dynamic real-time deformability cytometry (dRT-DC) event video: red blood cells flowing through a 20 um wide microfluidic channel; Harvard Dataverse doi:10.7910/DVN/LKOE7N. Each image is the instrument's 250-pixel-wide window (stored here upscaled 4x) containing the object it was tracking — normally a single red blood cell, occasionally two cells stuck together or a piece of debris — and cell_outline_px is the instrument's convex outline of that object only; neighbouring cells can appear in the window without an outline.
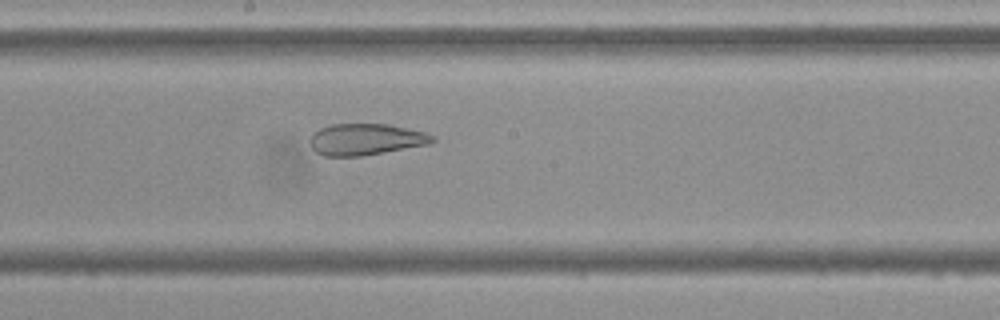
{"species": "Egyptian fruit bat (a non-hibernating species)", "species_latin": "Rousettus aegyptiacus", "temperature_condition": "cold", "stored_images_in_passage": 54, "camera_frame_rate_fps": 3000, "um_per_image_px": 0.085, "frame": {"image": 1, "passage_image": 29, "time_ms": 9.333, "image_size_px": [1000, 320], "cell_outline_px": [[436, 140], [428, 144], [360, 156], [324, 156], [316, 152], [312, 148], [312, 136], [320, 128], [332, 124], [388, 124], [428, 132], [436, 136]], "centroid_in_image_um": [31.15, 11.84], "position_along_channel_um": 217.0, "area_um2": 22.25}}
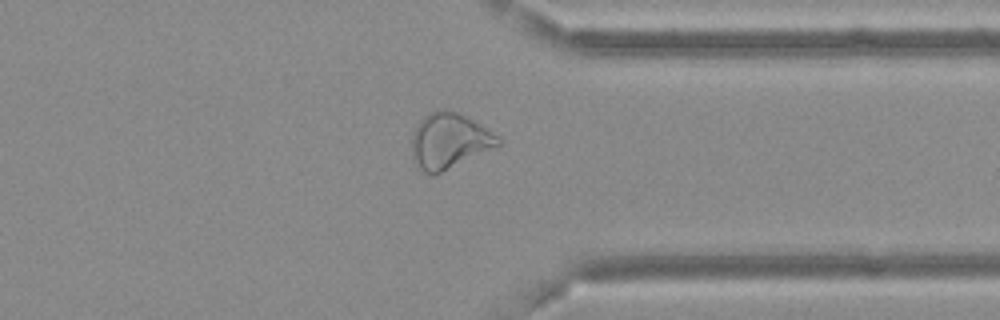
{"frame": {"image": 2, "passage_image": 42, "time_ms": 13.667, "image_size_px": [1000, 320], "cell_outline_px": [[500, 144], [496, 148], [432, 176], [424, 172], [420, 168], [412, 152], [412, 136], [420, 120], [428, 112], [440, 108], [456, 112], [480, 124], [496, 136], [500, 140]], "centroid_in_image_um": [38.18, 11.97], "position_along_channel_um": 373.2, "area_um2": 27.51}}
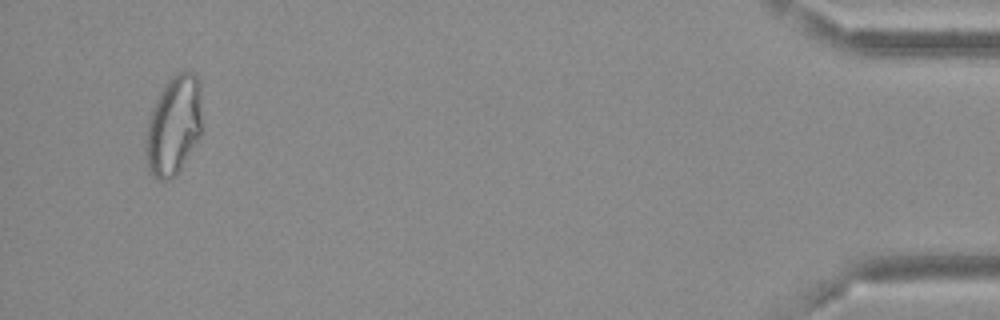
{"frame": {"image": 3, "passage_image": 52, "time_ms": 17.0, "image_size_px": [1000, 320], "cell_outline_px": [[204, 132], [180, 168], [168, 180], [160, 180], [152, 176], [148, 172], [144, 148], [144, 144], [148, 116], [164, 84], [176, 72], [196, 72], [200, 84]], "centroid_in_image_um": [14.78, 10.65], "position_along_channel_um": 420.4, "area_um2": 33.58}, "authors_computed_cell_mechanics": {"area_um2": 29.9115, "velocity_mm_per_s": 3.6725, "shape_relaxation_time_tau1_ms": null, "shape_relaxation_time_tau2_ms": 1.8086, "deformation_change_tau1": null, "deformation_change_tau2": 0.1038}}